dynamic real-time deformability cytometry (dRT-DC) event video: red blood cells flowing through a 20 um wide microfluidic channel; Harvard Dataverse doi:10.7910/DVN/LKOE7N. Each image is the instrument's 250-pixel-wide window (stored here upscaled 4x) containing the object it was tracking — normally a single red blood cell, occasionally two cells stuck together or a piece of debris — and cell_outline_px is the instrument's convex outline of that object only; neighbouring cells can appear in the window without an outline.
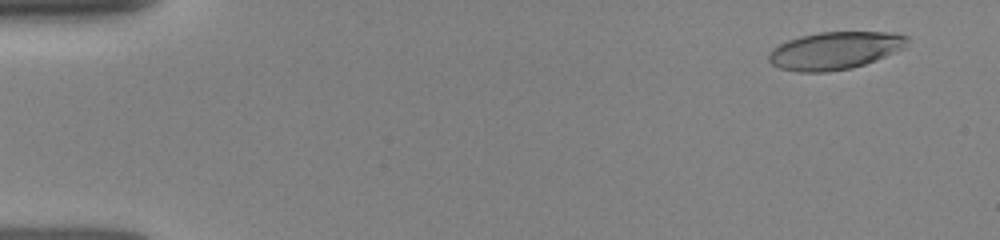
{"species": "human", "species_latin": "Homo sapiens", "temperature_condition": "room temperature", "stored_images_in_passage": 21, "camera_frame_rate_fps": 3000, "um_per_image_px": 0.085, "donor": {"sex": "female"}, "frame": {"image": 1, "passage_image": 3, "time_ms": 0.667, "image_size_px": [1000, 240], "cell_outline_px": [[908, 44], [876, 60], [852, 68], [828, 72], [800, 72], [780, 68], [772, 64], [768, 60], [768, 52], [772, 48], [788, 40], [800, 36], [820, 32], [896, 32], [908, 36]], "centroid_in_image_um": [70.93, 4.29], "position_along_channel_um": 14.1, "area_um2": 30.29}}
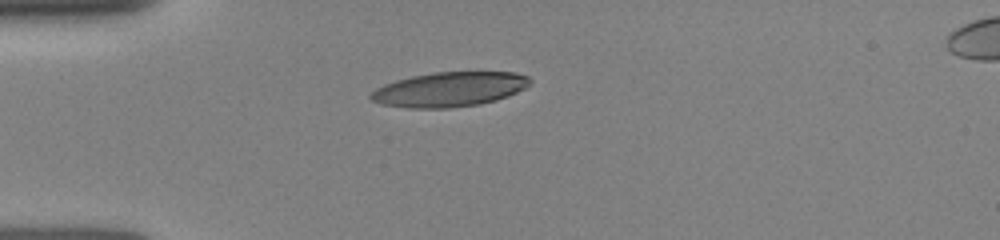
{"frame": {"image": 2, "passage_image": 11, "time_ms": 4.0, "image_size_px": [1000, 240], "cell_outline_px": [[532, 80], [524, 88], [508, 96], [496, 100], [480, 104], [448, 108], [408, 108], [380, 104], [372, 100], [368, 96], [376, 88], [384, 84], [396, 80], [412, 76], [432, 72], [516, 72], [528, 76]], "centroid_in_image_um": [38.18, 7.59], "position_along_channel_um": 46.8, "area_um2": 32.19}}
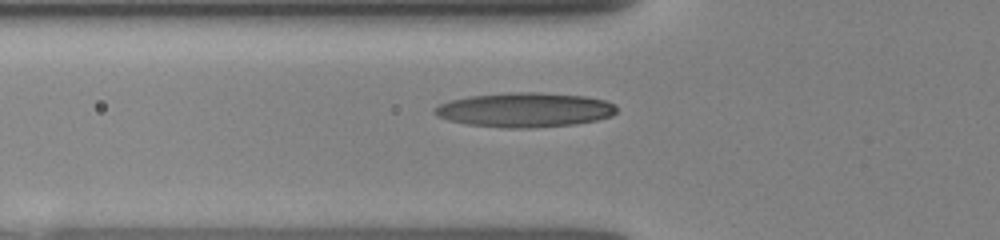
{"frame": {"image": 3, "passage_image": 16, "time_ms": 5.333, "image_size_px": [1000, 240], "cell_outline_px": [[616, 112], [612, 116], [596, 120], [576, 124], [528, 128], [504, 128], [468, 124], [448, 120], [436, 116], [432, 112], [432, 108], [440, 104], [452, 100], [468, 96], [512, 92], [540, 92], [584, 96], [604, 100], [616, 104]], "centroid_in_image_um": [44.6, 9.34], "position_along_channel_um": 81.2, "area_um2": 36.7}}